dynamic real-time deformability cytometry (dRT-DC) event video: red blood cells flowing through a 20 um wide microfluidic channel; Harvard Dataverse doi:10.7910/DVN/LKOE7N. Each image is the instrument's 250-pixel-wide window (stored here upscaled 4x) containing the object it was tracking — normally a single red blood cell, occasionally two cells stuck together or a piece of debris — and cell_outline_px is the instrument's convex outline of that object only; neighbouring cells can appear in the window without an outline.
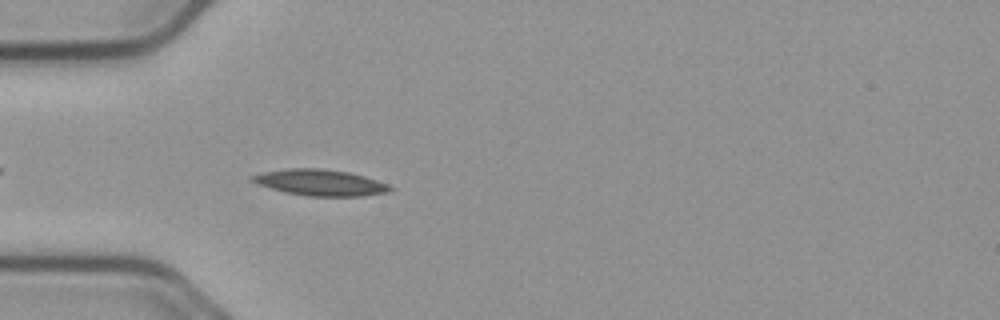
{"species": "common noctule bat (a hibernating species)", "species_latin": "Nyctalus noctula", "temperature_condition": "cold", "stored_images_in_passage": 43, "camera_frame_rate_fps": 3000, "um_per_image_px": 0.085, "animal": {"sex": "male", "body_mass_g": 23.1, "forearm_length_mm": 52.7}, "frame": {"image": 1, "passage_image": 4, "time_ms": 1.0, "image_size_px": [1000, 320], "cell_outline_px": [[396, 188], [392, 192], [364, 196], [308, 196], [284, 192], [256, 184], [248, 180], [248, 176], [264, 172], [288, 168], [320, 168], [348, 172], [364, 176], [388, 184]], "centroid_in_image_um": [27.22, 15.52], "position_along_channel_um": 57.8, "area_um2": 21.33}}
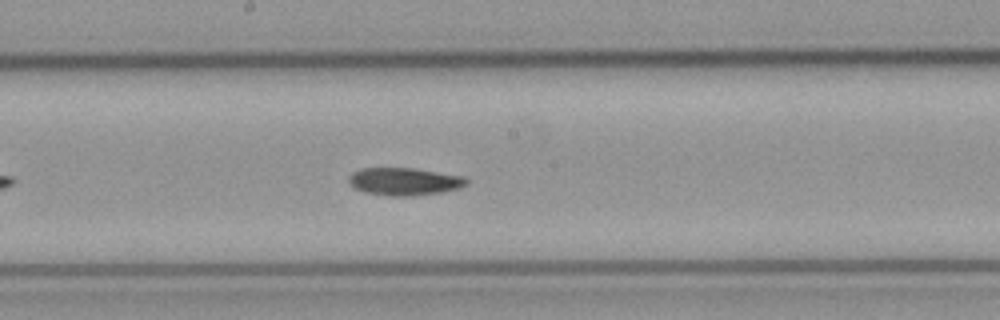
{"frame": {"image": 2, "passage_image": 17, "time_ms": 5.333, "image_size_px": [1000, 320], "cell_outline_px": [[468, 184], [460, 188], [440, 192], [412, 196], [388, 196], [364, 192], [356, 188], [348, 180], [348, 176], [352, 172], [360, 168], [416, 168], [464, 176], [468, 180]], "centroid_in_image_um": [34.38, 15.42], "position_along_channel_um": 213.8, "area_um2": 19.07}}
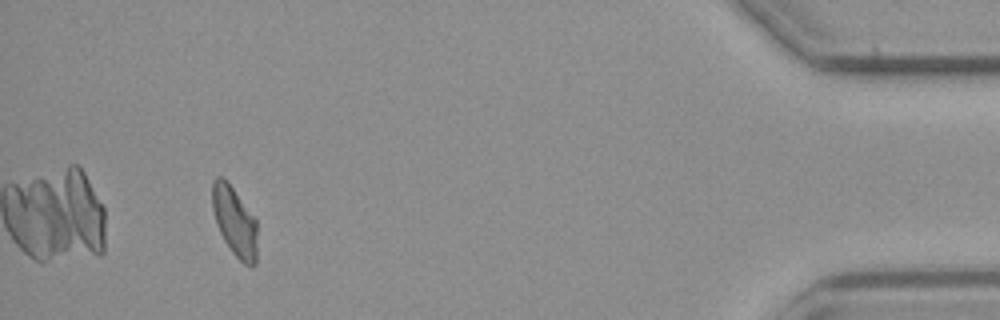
{"frame": {"image": 3, "passage_image": 39, "time_ms": 12.667, "image_size_px": [1000, 320], "cell_outline_px": [[256, 264], [252, 268], [244, 264], [232, 252], [224, 240], [216, 224], [212, 208], [212, 180], [216, 176], [220, 176], [228, 180], [256, 220]], "centroid_in_image_um": [19.92, 18.8], "position_along_channel_um": 415.3, "area_um2": 18.32}}